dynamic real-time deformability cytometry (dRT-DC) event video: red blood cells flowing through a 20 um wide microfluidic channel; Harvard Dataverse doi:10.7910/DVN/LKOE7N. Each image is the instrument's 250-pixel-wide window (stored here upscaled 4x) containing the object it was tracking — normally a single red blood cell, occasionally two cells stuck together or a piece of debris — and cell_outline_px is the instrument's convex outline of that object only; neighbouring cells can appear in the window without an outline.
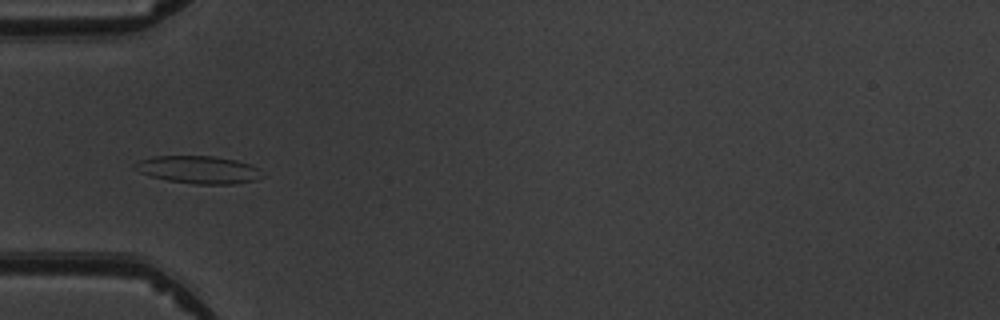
{"species": "common noctule bat (a hibernating species)", "species_latin": "Nyctalus noctula", "temperature_condition": "warm", "stored_images_in_passage": 8, "camera_frame_rate_fps": 3000, "um_per_image_px": 0.085, "animal": {"sex": "male", "body_mass_g": 19.5, "forearm_length_mm": 54.6}, "frame": {"image": 1, "passage_image": 5, "time_ms": 4.667, "image_size_px": [1000, 320], "cell_outline_px": [[268, 176], [256, 180], [232, 184], [192, 184], [168, 180], [148, 176], [132, 168], [132, 164], [136, 160], [152, 156], [212, 156], [236, 160], [252, 164], [260, 168]], "centroid_in_image_um": [16.89, 14.42], "position_along_channel_um": 68.1, "area_um2": 21.1}}
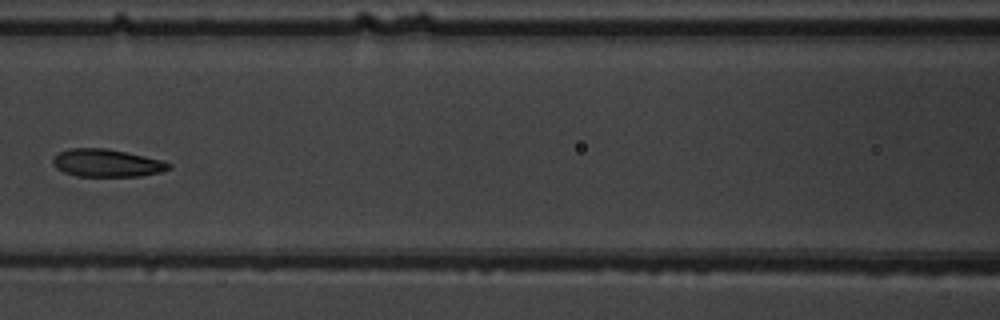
{"frame": {"image": 2, "passage_image": 7, "time_ms": 7.0, "image_size_px": [1000, 320], "cell_outline_px": [[172, 168], [160, 172], [140, 176], [76, 176], [64, 172], [56, 168], [52, 164], [52, 160], [60, 152], [68, 148], [104, 148], [164, 160], [172, 164]], "centroid_in_image_um": [9.09, 13.86], "position_along_channel_um": 157.5, "area_um2": 18.67}}
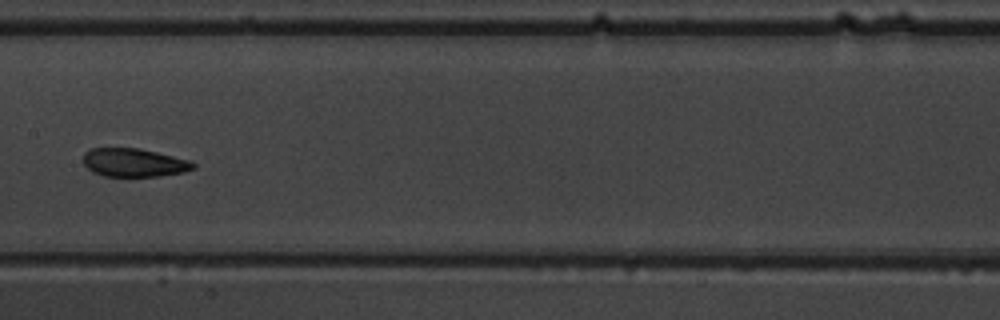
{"frame": {"image": 3, "passage_image": 8, "time_ms": 8.0, "image_size_px": [1000, 320], "cell_outline_px": [[196, 168], [184, 172], [160, 176], [104, 176], [92, 172], [84, 164], [84, 152], [92, 148], [140, 148], [192, 160], [196, 164]], "centroid_in_image_um": [11.43, 13.82], "position_along_channel_um": 196.0, "area_um2": 18.38}}